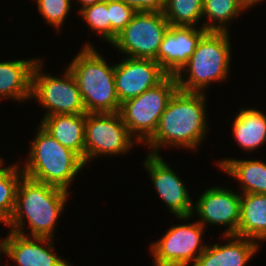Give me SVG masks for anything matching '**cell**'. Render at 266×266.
<instances>
[{"instance_id":"1","label":"cell","mask_w":266,"mask_h":266,"mask_svg":"<svg viewBox=\"0 0 266 266\" xmlns=\"http://www.w3.org/2000/svg\"><path fill=\"white\" fill-rule=\"evenodd\" d=\"M206 97V93L178 89L162 113L155 133L143 144L150 149L148 154L161 155L162 147L186 148L196 152L209 130Z\"/></svg>"},{"instance_id":"2","label":"cell","mask_w":266,"mask_h":266,"mask_svg":"<svg viewBox=\"0 0 266 266\" xmlns=\"http://www.w3.org/2000/svg\"><path fill=\"white\" fill-rule=\"evenodd\" d=\"M69 192L23 176L19 182L9 231L30 237L54 239L58 219L68 202ZM27 225L30 228L25 230Z\"/></svg>"},{"instance_id":"3","label":"cell","mask_w":266,"mask_h":266,"mask_svg":"<svg viewBox=\"0 0 266 266\" xmlns=\"http://www.w3.org/2000/svg\"><path fill=\"white\" fill-rule=\"evenodd\" d=\"M67 68L74 76L86 113H117L115 62L109 65L93 44L85 42Z\"/></svg>"},{"instance_id":"4","label":"cell","mask_w":266,"mask_h":266,"mask_svg":"<svg viewBox=\"0 0 266 266\" xmlns=\"http://www.w3.org/2000/svg\"><path fill=\"white\" fill-rule=\"evenodd\" d=\"M35 132L27 160L20 164L24 176L69 192L71 183L86 166L84 160L40 125Z\"/></svg>"},{"instance_id":"5","label":"cell","mask_w":266,"mask_h":266,"mask_svg":"<svg viewBox=\"0 0 266 266\" xmlns=\"http://www.w3.org/2000/svg\"><path fill=\"white\" fill-rule=\"evenodd\" d=\"M229 36V32L215 31L202 36L188 63L175 76L179 90L205 93L209 84L228 80L232 60Z\"/></svg>"},{"instance_id":"6","label":"cell","mask_w":266,"mask_h":266,"mask_svg":"<svg viewBox=\"0 0 266 266\" xmlns=\"http://www.w3.org/2000/svg\"><path fill=\"white\" fill-rule=\"evenodd\" d=\"M177 90L176 77L167 76L157 86L121 103L122 120L139 144H145L153 136L162 113Z\"/></svg>"},{"instance_id":"7","label":"cell","mask_w":266,"mask_h":266,"mask_svg":"<svg viewBox=\"0 0 266 266\" xmlns=\"http://www.w3.org/2000/svg\"><path fill=\"white\" fill-rule=\"evenodd\" d=\"M43 60H39L32 71L31 100L45 108L43 117L56 114L86 113V108L69 69L60 77L44 73Z\"/></svg>"},{"instance_id":"8","label":"cell","mask_w":266,"mask_h":266,"mask_svg":"<svg viewBox=\"0 0 266 266\" xmlns=\"http://www.w3.org/2000/svg\"><path fill=\"white\" fill-rule=\"evenodd\" d=\"M138 142L130 135L119 112L86 113L85 165L92 159L128 154Z\"/></svg>"},{"instance_id":"9","label":"cell","mask_w":266,"mask_h":266,"mask_svg":"<svg viewBox=\"0 0 266 266\" xmlns=\"http://www.w3.org/2000/svg\"><path fill=\"white\" fill-rule=\"evenodd\" d=\"M205 229L207 227L197 220L172 225L159 240L149 246L154 257L153 265L193 266L208 245L202 242Z\"/></svg>"},{"instance_id":"10","label":"cell","mask_w":266,"mask_h":266,"mask_svg":"<svg viewBox=\"0 0 266 266\" xmlns=\"http://www.w3.org/2000/svg\"><path fill=\"white\" fill-rule=\"evenodd\" d=\"M170 24L163 12H136L111 45L126 57L155 60Z\"/></svg>"},{"instance_id":"11","label":"cell","mask_w":266,"mask_h":266,"mask_svg":"<svg viewBox=\"0 0 266 266\" xmlns=\"http://www.w3.org/2000/svg\"><path fill=\"white\" fill-rule=\"evenodd\" d=\"M154 190L178 221L192 219L193 200L186 184L162 155L147 154L142 162Z\"/></svg>"},{"instance_id":"12","label":"cell","mask_w":266,"mask_h":266,"mask_svg":"<svg viewBox=\"0 0 266 266\" xmlns=\"http://www.w3.org/2000/svg\"><path fill=\"white\" fill-rule=\"evenodd\" d=\"M192 215L199 218L197 221L204 227L207 225L224 226L221 235H237L240 219V192L231 188L213 186L207 188L193 202Z\"/></svg>"},{"instance_id":"13","label":"cell","mask_w":266,"mask_h":266,"mask_svg":"<svg viewBox=\"0 0 266 266\" xmlns=\"http://www.w3.org/2000/svg\"><path fill=\"white\" fill-rule=\"evenodd\" d=\"M168 75L155 60L125 57L115 64V86L120 103L161 83Z\"/></svg>"},{"instance_id":"14","label":"cell","mask_w":266,"mask_h":266,"mask_svg":"<svg viewBox=\"0 0 266 266\" xmlns=\"http://www.w3.org/2000/svg\"><path fill=\"white\" fill-rule=\"evenodd\" d=\"M2 242L5 257L15 266H73L58 256L52 238L30 237L9 231Z\"/></svg>"},{"instance_id":"15","label":"cell","mask_w":266,"mask_h":266,"mask_svg":"<svg viewBox=\"0 0 266 266\" xmlns=\"http://www.w3.org/2000/svg\"><path fill=\"white\" fill-rule=\"evenodd\" d=\"M207 32L203 27L172 26L165 33L155 61L168 76H176L188 63L198 42Z\"/></svg>"},{"instance_id":"16","label":"cell","mask_w":266,"mask_h":266,"mask_svg":"<svg viewBox=\"0 0 266 266\" xmlns=\"http://www.w3.org/2000/svg\"><path fill=\"white\" fill-rule=\"evenodd\" d=\"M221 245L208 244L193 266H245L258 253L259 244L253 239L237 235H222Z\"/></svg>"},{"instance_id":"17","label":"cell","mask_w":266,"mask_h":266,"mask_svg":"<svg viewBox=\"0 0 266 266\" xmlns=\"http://www.w3.org/2000/svg\"><path fill=\"white\" fill-rule=\"evenodd\" d=\"M39 58L0 61V100H31L32 71Z\"/></svg>"},{"instance_id":"18","label":"cell","mask_w":266,"mask_h":266,"mask_svg":"<svg viewBox=\"0 0 266 266\" xmlns=\"http://www.w3.org/2000/svg\"><path fill=\"white\" fill-rule=\"evenodd\" d=\"M86 113L56 114L41 118L40 126L61 145L84 160Z\"/></svg>"},{"instance_id":"19","label":"cell","mask_w":266,"mask_h":266,"mask_svg":"<svg viewBox=\"0 0 266 266\" xmlns=\"http://www.w3.org/2000/svg\"><path fill=\"white\" fill-rule=\"evenodd\" d=\"M221 171L240 183V193L266 194V162L261 159L224 158L217 160Z\"/></svg>"},{"instance_id":"20","label":"cell","mask_w":266,"mask_h":266,"mask_svg":"<svg viewBox=\"0 0 266 266\" xmlns=\"http://www.w3.org/2000/svg\"><path fill=\"white\" fill-rule=\"evenodd\" d=\"M231 125L233 138L241 150L253 153L266 142V115L259 109H239Z\"/></svg>"},{"instance_id":"21","label":"cell","mask_w":266,"mask_h":266,"mask_svg":"<svg viewBox=\"0 0 266 266\" xmlns=\"http://www.w3.org/2000/svg\"><path fill=\"white\" fill-rule=\"evenodd\" d=\"M240 219L237 236L266 241V194L240 193Z\"/></svg>"},{"instance_id":"22","label":"cell","mask_w":266,"mask_h":266,"mask_svg":"<svg viewBox=\"0 0 266 266\" xmlns=\"http://www.w3.org/2000/svg\"><path fill=\"white\" fill-rule=\"evenodd\" d=\"M246 10L239 0H203L202 20L208 21L200 26L207 31L229 32L227 25Z\"/></svg>"},{"instance_id":"23","label":"cell","mask_w":266,"mask_h":266,"mask_svg":"<svg viewBox=\"0 0 266 266\" xmlns=\"http://www.w3.org/2000/svg\"><path fill=\"white\" fill-rule=\"evenodd\" d=\"M18 163V164H17ZM19 162L6 165L0 156V223L7 227L14 210L19 182L24 176Z\"/></svg>"},{"instance_id":"24","label":"cell","mask_w":266,"mask_h":266,"mask_svg":"<svg viewBox=\"0 0 266 266\" xmlns=\"http://www.w3.org/2000/svg\"><path fill=\"white\" fill-rule=\"evenodd\" d=\"M203 0H166L163 14L172 26H197L202 22ZM201 21V22H200Z\"/></svg>"},{"instance_id":"25","label":"cell","mask_w":266,"mask_h":266,"mask_svg":"<svg viewBox=\"0 0 266 266\" xmlns=\"http://www.w3.org/2000/svg\"><path fill=\"white\" fill-rule=\"evenodd\" d=\"M87 26L102 39L111 44V22L109 19V9L107 0L87 6L78 12Z\"/></svg>"},{"instance_id":"26","label":"cell","mask_w":266,"mask_h":266,"mask_svg":"<svg viewBox=\"0 0 266 266\" xmlns=\"http://www.w3.org/2000/svg\"><path fill=\"white\" fill-rule=\"evenodd\" d=\"M38 11L47 25L55 28L58 34L71 11L73 0H34Z\"/></svg>"},{"instance_id":"27","label":"cell","mask_w":266,"mask_h":266,"mask_svg":"<svg viewBox=\"0 0 266 266\" xmlns=\"http://www.w3.org/2000/svg\"><path fill=\"white\" fill-rule=\"evenodd\" d=\"M107 9H109V19L111 22L112 43L131 21L136 11L122 0H107Z\"/></svg>"},{"instance_id":"28","label":"cell","mask_w":266,"mask_h":266,"mask_svg":"<svg viewBox=\"0 0 266 266\" xmlns=\"http://www.w3.org/2000/svg\"><path fill=\"white\" fill-rule=\"evenodd\" d=\"M136 12L152 11L163 12L166 0H122Z\"/></svg>"},{"instance_id":"29","label":"cell","mask_w":266,"mask_h":266,"mask_svg":"<svg viewBox=\"0 0 266 266\" xmlns=\"http://www.w3.org/2000/svg\"><path fill=\"white\" fill-rule=\"evenodd\" d=\"M242 4H243V6L247 9V10H249L250 8H252L253 6H255V5H258V3L260 4V3H263V1H265V0H239Z\"/></svg>"},{"instance_id":"30","label":"cell","mask_w":266,"mask_h":266,"mask_svg":"<svg viewBox=\"0 0 266 266\" xmlns=\"http://www.w3.org/2000/svg\"><path fill=\"white\" fill-rule=\"evenodd\" d=\"M78 2V4L80 3L81 7L80 9L78 10V12L87 7V6H90V5H94L96 3H100V2H103L105 0H76Z\"/></svg>"},{"instance_id":"31","label":"cell","mask_w":266,"mask_h":266,"mask_svg":"<svg viewBox=\"0 0 266 266\" xmlns=\"http://www.w3.org/2000/svg\"><path fill=\"white\" fill-rule=\"evenodd\" d=\"M4 255V246H3V242L2 240H0V258H2V255ZM2 260H0V263H1Z\"/></svg>"}]
</instances>
